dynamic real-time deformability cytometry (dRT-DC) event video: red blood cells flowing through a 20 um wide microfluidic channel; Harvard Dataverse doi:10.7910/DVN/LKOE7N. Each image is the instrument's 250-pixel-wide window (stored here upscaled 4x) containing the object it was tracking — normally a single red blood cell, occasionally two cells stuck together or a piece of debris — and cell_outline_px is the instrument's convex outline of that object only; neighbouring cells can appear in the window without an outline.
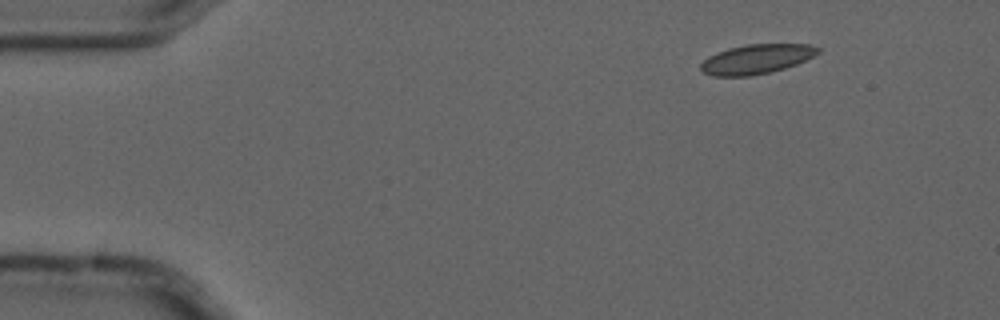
{"species": "common noctule bat (a hibernating species)", "species_latin": "Nyctalus noctula", "temperature_condition": "cold", "stored_images_in_passage": 6, "camera_frame_rate_fps": 3000, "um_per_image_px": 0.085, "animal": {"sex": "male", "forearm_length_mm": 52.5}, "frame": {"image": 1, "passage_image": 1, "time_ms": 0.0, "image_size_px": [1000, 320], "cell_outline_px": [[820, 52], [796, 64], [784, 68], [768, 72], [748, 76], [712, 76], [704, 72], [700, 68], [700, 64], [708, 56], [716, 52], [728, 48], [748, 44], [812, 44], [820, 48]], "centroid_in_image_um": [64.28, 5.01], "position_along_channel_um": 20.7, "area_um2": 20.06}}
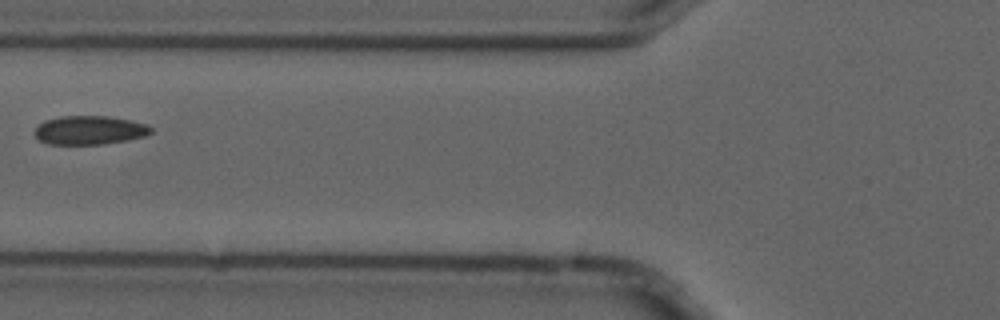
{"frame": {"image": 2, "passage_image": 5, "time_ms": 1.333, "image_size_px": [1000, 320], "cell_outline_px": [[152, 132], [144, 136], [128, 140], [104, 144], [48, 144], [40, 140], [32, 132], [44, 120], [60, 116], [108, 116], [148, 124], [152, 128]], "centroid_in_image_um": [7.6, 11.06], "position_along_channel_um": 118.2, "area_um2": 19.54}}
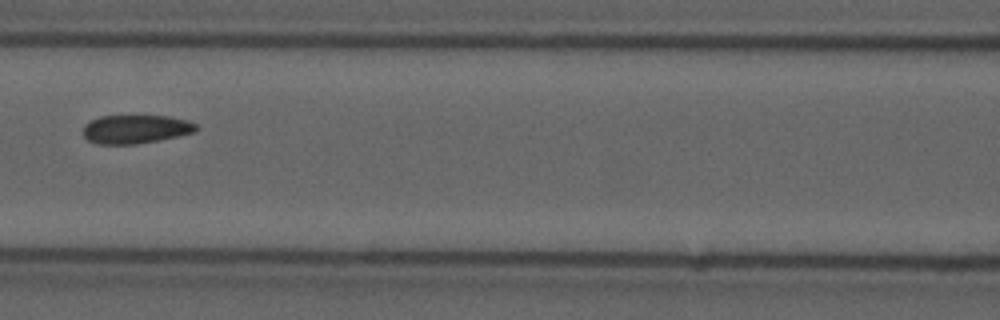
{"frame": {"image": 3, "passage_image": 6, "time_ms": 1.667, "image_size_px": [1000, 320], "cell_outline_px": [[200, 128], [196, 132], [160, 140], [136, 144], [96, 144], [88, 140], [84, 136], [84, 124], [100, 116], [168, 116], [188, 120], [196, 124]], "centroid_in_image_um": [11.57, 10.98], "position_along_channel_um": 155.0, "area_um2": 18.96}}